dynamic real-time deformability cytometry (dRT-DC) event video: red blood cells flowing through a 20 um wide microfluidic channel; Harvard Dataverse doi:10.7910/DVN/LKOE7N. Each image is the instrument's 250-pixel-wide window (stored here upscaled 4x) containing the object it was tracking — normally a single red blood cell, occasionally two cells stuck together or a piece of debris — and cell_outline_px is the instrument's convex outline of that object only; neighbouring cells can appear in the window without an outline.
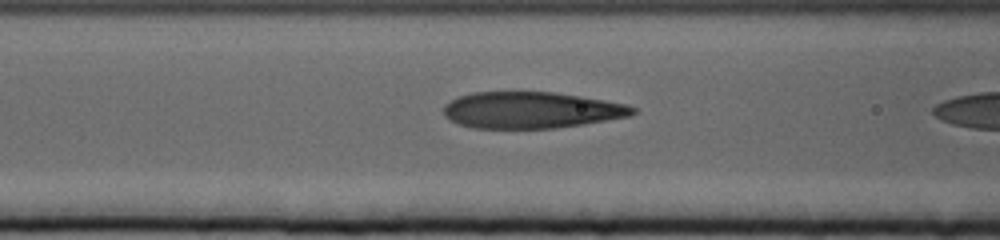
{"species": "human", "species_latin": "Homo sapiens", "temperature_condition": "cold", "stored_images_in_passage": 9, "camera_frame_rate_fps": 3000, "um_per_image_px": 0.085, "donor": {"sex": "female"}, "frame": {"image": 1, "passage_image": 7, "time_ms": 2.0, "image_size_px": [1000, 240], "cell_outline_px": [[636, 112], [632, 116], [556, 128], [472, 128], [456, 124], [444, 116], [444, 104], [460, 96], [472, 92], [552, 92], [580, 96], [628, 104], [636, 108]], "centroid_in_image_um": [45.15, 9.36], "position_along_channel_um": 121.5, "area_um2": 40.23}}